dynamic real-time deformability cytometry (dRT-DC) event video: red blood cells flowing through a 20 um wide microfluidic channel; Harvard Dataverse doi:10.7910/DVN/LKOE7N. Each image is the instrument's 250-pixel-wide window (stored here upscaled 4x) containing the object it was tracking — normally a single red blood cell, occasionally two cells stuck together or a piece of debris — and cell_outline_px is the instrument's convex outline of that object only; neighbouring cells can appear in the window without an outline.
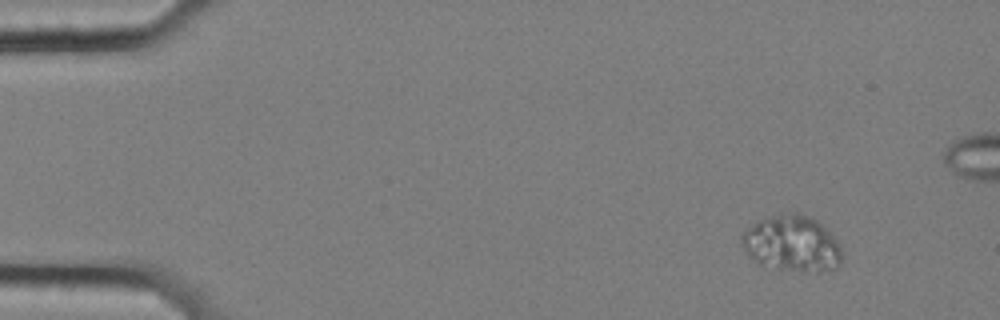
{"species": "common noctule bat (a hibernating species)", "species_latin": "Nyctalus noctula", "temperature_condition": "cold", "stored_images_in_passage": 60, "segment_of_instrument_passage": [1, 2], "camera_frame_rate_fps": 3000, "um_per_image_px": 0.085, "animal": {"sex": "female", "body_mass_g": 25.1}, "frame": {"image": 1, "passage_image": 6, "time_ms": 1.667, "image_size_px": [1000, 320], "cell_outline_px": [[844, 252], [840, 268], [820, 272], [816, 272], [776, 268], [760, 264], [752, 260], [740, 244], [740, 236], [748, 228], [760, 220], [772, 216], [792, 212], [796, 212], [808, 216], [816, 220], [840, 244]], "centroid_in_image_um": [67.35, 20.73], "position_along_channel_um": 17.7, "area_um2": 32.83}}
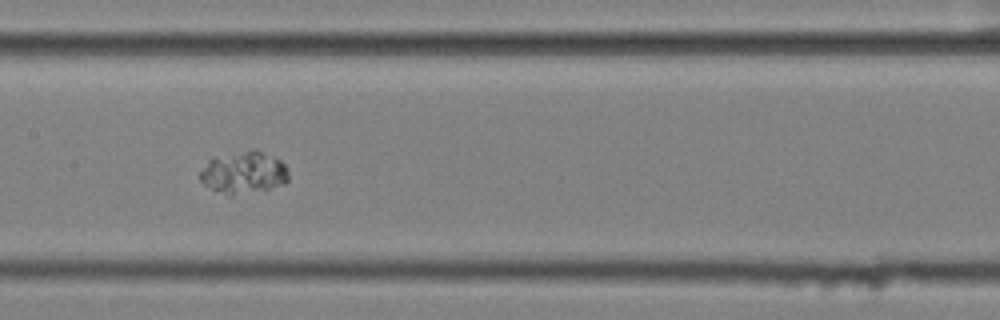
{"frame": {"image": 2, "passage_image": 30, "time_ms": 9.667, "image_size_px": [1000, 320], "cell_outline_px": [[288, 180], [284, 184], [268, 188], [232, 196], [228, 196], [204, 184], [200, 180], [200, 172], [208, 160], [252, 148], [256, 148], [280, 160], [288, 168]], "centroid_in_image_um": [20.74, 14.66], "position_along_channel_um": 186.7, "area_um2": 21.56}}
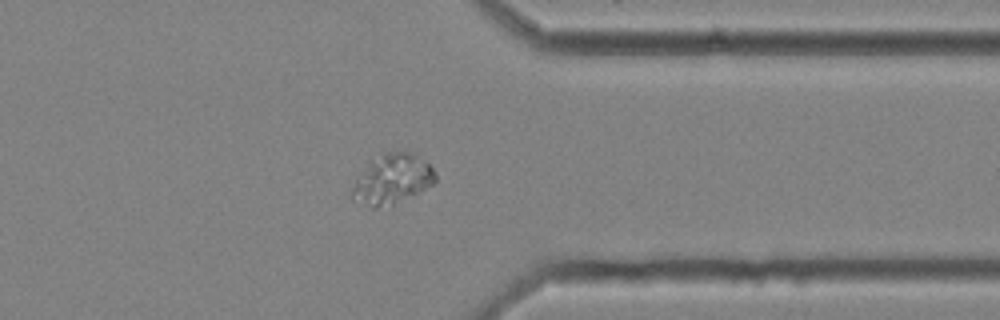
{"frame": {"image": 3, "passage_image": 47, "time_ms": 15.333, "image_size_px": [1000, 320], "cell_outline_px": [[436, 180], [432, 184], [392, 204], [376, 208], [372, 208], [352, 200], [352, 188], [356, 180], [384, 152], [408, 152], [428, 164], [432, 168], [436, 176]], "centroid_in_image_um": [33.33, 15.27], "position_along_channel_um": 378.1, "area_um2": 22.77}}